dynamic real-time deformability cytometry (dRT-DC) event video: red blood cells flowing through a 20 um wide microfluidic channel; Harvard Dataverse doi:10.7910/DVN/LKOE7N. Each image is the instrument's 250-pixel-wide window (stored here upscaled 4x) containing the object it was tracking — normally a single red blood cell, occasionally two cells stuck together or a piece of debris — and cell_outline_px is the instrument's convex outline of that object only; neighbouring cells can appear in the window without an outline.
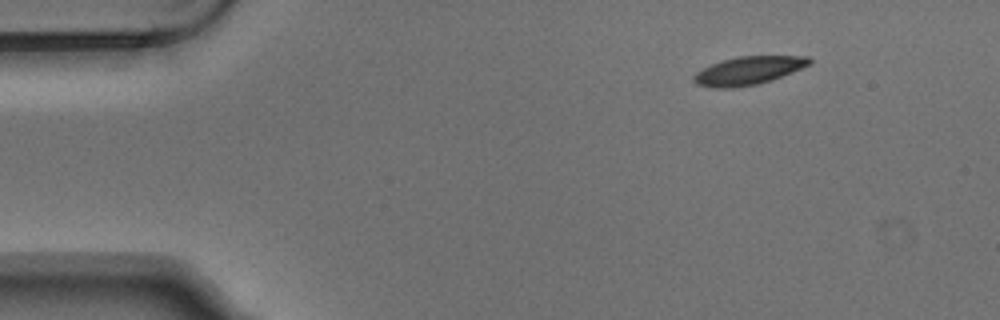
{"species": "Egyptian fruit bat (a non-hibernating species)", "species_latin": "Rousettus aegyptiacus", "temperature_condition": "warm", "stored_images_in_passage": 5, "camera_frame_rate_fps": 3000, "um_per_image_px": 0.085, "animal": {"sex": "male"}, "frame": {"image": 1, "passage_image": 1, "time_ms": 0.0, "image_size_px": [1000, 320], "cell_outline_px": [[812, 64], [772, 80], [756, 84], [732, 88], [712, 88], [696, 84], [692, 80], [692, 76], [696, 72], [712, 64], [724, 60], [740, 56], [808, 56], [812, 60]], "centroid_in_image_um": [63.61, 6.01], "position_along_channel_um": 21.4, "area_um2": 18.96}}
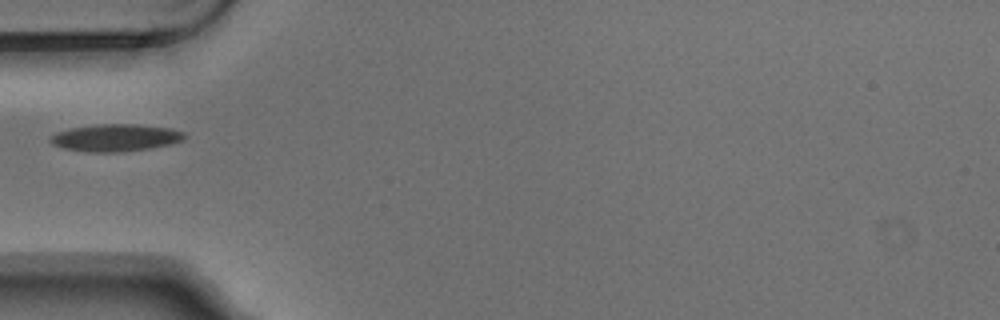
{"frame": {"image": 2, "passage_image": 4, "time_ms": 1.0, "image_size_px": [1000, 320], "cell_outline_px": [[188, 136], [184, 140], [172, 144], [148, 148], [116, 152], [84, 152], [64, 148], [52, 144], [48, 140], [48, 136], [56, 132], [72, 128], [100, 124], [136, 124], [172, 128], [184, 132]], "centroid_in_image_um": [9.83, 11.7], "position_along_channel_um": 75.2, "area_um2": 21.44}}
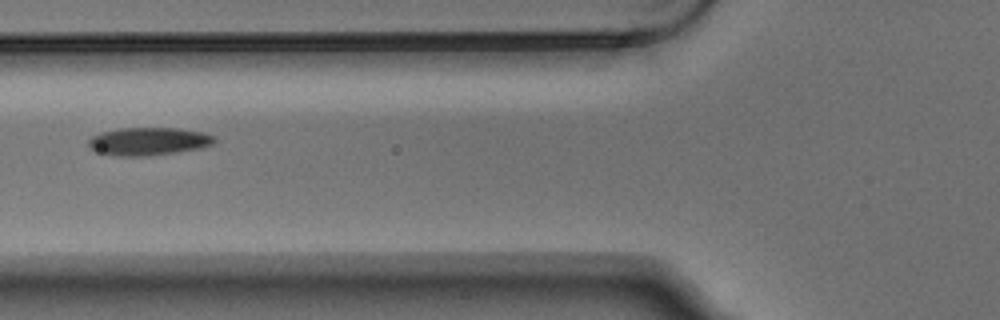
{"frame": {"image": 3, "passage_image": 5, "time_ms": 1.333, "image_size_px": [1000, 320], "cell_outline_px": [[216, 140], [212, 144], [200, 148], [176, 152], [144, 156], [116, 156], [96, 152], [88, 148], [88, 140], [92, 136], [100, 132], [120, 128], [180, 128], [204, 132], [216, 136]], "centroid_in_image_um": [12.6, 12.01], "position_along_channel_um": 113.2, "area_um2": 20.69}}